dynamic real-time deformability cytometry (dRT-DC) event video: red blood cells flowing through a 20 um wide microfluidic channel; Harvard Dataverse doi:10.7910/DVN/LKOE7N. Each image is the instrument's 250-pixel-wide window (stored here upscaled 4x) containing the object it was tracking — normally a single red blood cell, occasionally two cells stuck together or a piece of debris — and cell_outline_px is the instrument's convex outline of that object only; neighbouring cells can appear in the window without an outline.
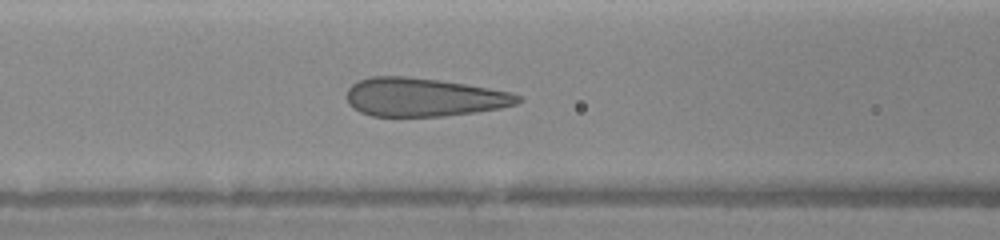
{"species": "human", "species_latin": "Homo sapiens", "temperature_condition": "warm", "stored_images_in_passage": 15, "camera_frame_rate_fps": 3000, "um_per_image_px": 0.085, "donor": {"sex": "female"}, "frame": {"image": 1, "passage_image": 15, "time_ms": 6.0, "image_size_px": [1000, 240], "cell_outline_px": [[524, 100], [516, 104], [500, 108], [476, 112], [444, 116], [372, 116], [360, 112], [348, 104], [348, 88], [352, 84], [360, 80], [372, 76], [404, 76], [440, 80], [512, 92], [524, 96]], "centroid_in_image_um": [36.05, 8.26], "position_along_channel_um": 130.5, "area_um2": 38.44}}